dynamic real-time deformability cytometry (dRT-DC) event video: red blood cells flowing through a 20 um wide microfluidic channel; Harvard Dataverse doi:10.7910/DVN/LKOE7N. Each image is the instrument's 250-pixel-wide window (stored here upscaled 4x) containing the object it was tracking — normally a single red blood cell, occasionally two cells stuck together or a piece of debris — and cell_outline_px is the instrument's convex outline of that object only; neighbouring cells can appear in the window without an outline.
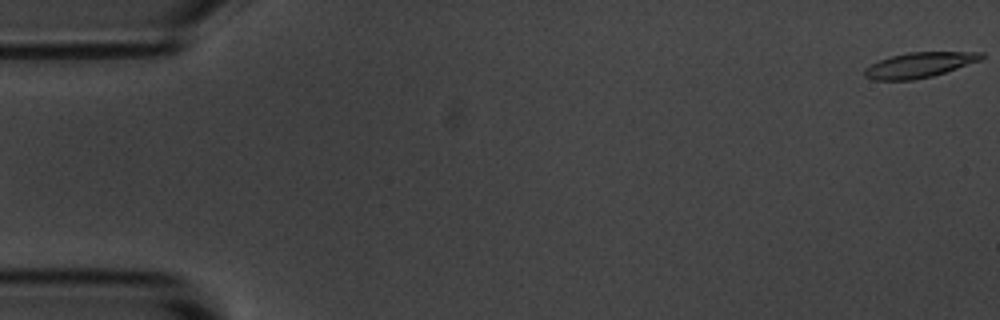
{"species": "common noctule bat (a hibernating species)", "species_latin": "Nyctalus noctula", "temperature_condition": "room temperature", "stored_images_in_passage": 55, "camera_frame_rate_fps": 3000, "um_per_image_px": 0.085, "animal": {"sex": "male", "body_mass_g": 20.1, "forearm_length_mm": 53.5}, "frame": {"image": 1, "passage_image": 1, "time_ms": 0.0, "image_size_px": [1000, 320], "cell_outline_px": [[984, 56], [980, 60], [932, 76], [912, 80], [876, 80], [864, 76], [864, 68], [880, 60], [892, 56], [908, 52], [984, 52]], "centroid_in_image_um": [78.12, 5.52], "position_along_channel_um": 6.9, "area_um2": 16.88}}
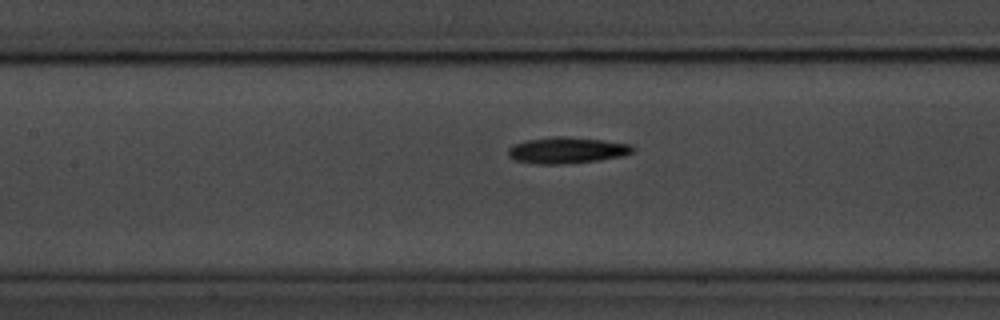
{"frame": {"image": 2, "passage_image": 25, "time_ms": 8.0, "image_size_px": [1000, 320], "cell_outline_px": [[636, 148], [632, 152], [624, 156], [600, 160], [564, 164], [532, 164], [516, 160], [508, 156], [508, 148], [512, 144], [528, 140], [556, 136], [568, 136], [604, 140], [632, 144]], "centroid_in_image_um": [48.21, 12.77], "position_along_channel_um": 159.2, "area_um2": 19.36}}
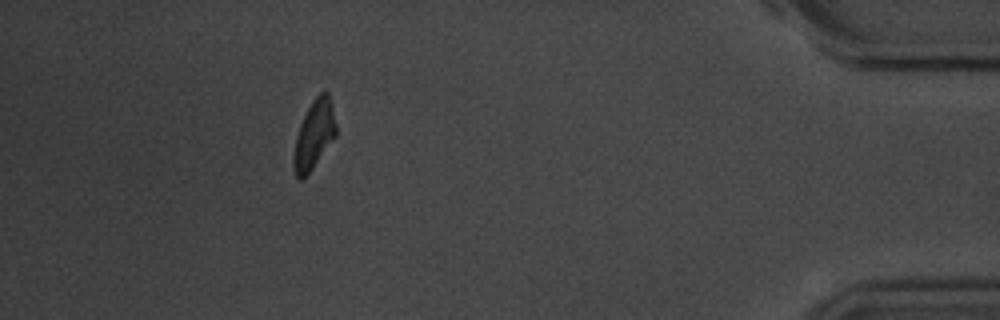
{"frame": {"image": 3, "passage_image": 50, "time_ms": 16.333, "image_size_px": [1000, 320], "cell_outline_px": [[336, 136], [312, 168], [300, 180], [296, 176], [292, 168], [292, 156], [296, 136], [300, 124], [312, 100], [320, 92], [328, 92], [332, 104], [336, 124]], "centroid_in_image_um": [26.68, 11.44], "position_along_channel_um": 408.5, "area_um2": 16.88}, "authors_computed_cell_mechanics": {"area_um2": 17.9758, "velocity_mm_per_s": 3.657, "shape_relaxation_time_tau1_ms": 3.2314, "shape_relaxation_time_tau2_ms": null, "deformation_change_tau1": 0.1571, "deformation_change_tau2": null}}